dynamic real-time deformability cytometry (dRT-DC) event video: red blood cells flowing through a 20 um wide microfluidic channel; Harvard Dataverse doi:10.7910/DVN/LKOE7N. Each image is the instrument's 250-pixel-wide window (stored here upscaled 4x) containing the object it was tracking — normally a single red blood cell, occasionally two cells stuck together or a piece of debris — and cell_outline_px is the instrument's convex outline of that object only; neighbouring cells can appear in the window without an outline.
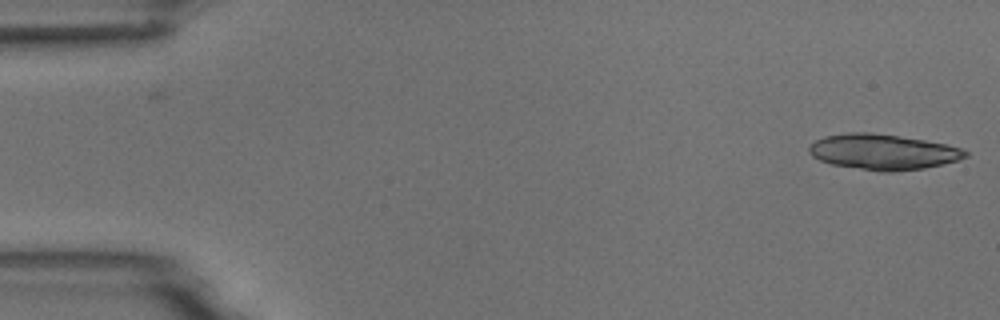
{"species": "common noctule bat (a hibernating species)", "species_latin": "Nyctalus noctula", "temperature_condition": "room temperature", "stored_images_in_passage": 2, "camera_frame_rate_fps": 3000, "um_per_image_px": 0.085, "animal": {"sex": "male", "body_mass_g": 18.8}, "frame": {"image": 1, "passage_image": 2, "time_ms": 1.0, "image_size_px": [1000, 320], "cell_outline_px": [[968, 156], [956, 160], [924, 168], [892, 172], [880, 172], [832, 164], [820, 160], [812, 156], [808, 152], [808, 148], [816, 140], [824, 136], [848, 132], [872, 132], [924, 140], [944, 144], [960, 148], [968, 152]], "centroid_in_image_um": [75.01, 12.91], "position_along_channel_um": 10.0, "area_um2": 32.14}}